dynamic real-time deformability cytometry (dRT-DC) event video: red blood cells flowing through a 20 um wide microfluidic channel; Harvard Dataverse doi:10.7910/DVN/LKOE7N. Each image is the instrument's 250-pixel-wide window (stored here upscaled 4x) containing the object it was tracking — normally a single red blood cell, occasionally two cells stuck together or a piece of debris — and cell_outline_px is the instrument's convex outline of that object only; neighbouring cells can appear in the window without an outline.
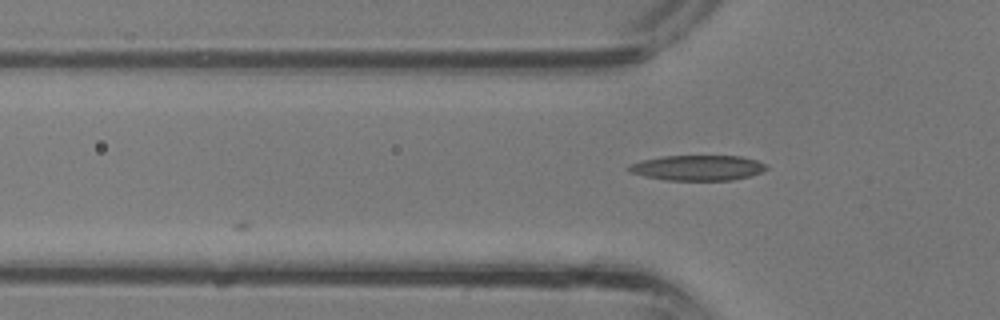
{"species": "common noctule bat (a hibernating species)", "species_latin": "Nyctalus noctula", "temperature_condition": "room temperature", "stored_images_in_passage": 4, "camera_frame_rate_fps": 3000, "um_per_image_px": 0.085, "animal": {"sex": "male", "body_mass_g": 13.3}, "frame": {"image": 1, "passage_image": 4, "time_ms": 1.0, "image_size_px": [1000, 320], "cell_outline_px": [[768, 168], [760, 172], [748, 176], [732, 180], [664, 180], [644, 176], [628, 172], [628, 164], [644, 160], [664, 156], [740, 156], [756, 160], [768, 164]], "centroid_in_image_um": [59.29, 14.26], "position_along_channel_um": 66.5, "area_um2": 20.23}}